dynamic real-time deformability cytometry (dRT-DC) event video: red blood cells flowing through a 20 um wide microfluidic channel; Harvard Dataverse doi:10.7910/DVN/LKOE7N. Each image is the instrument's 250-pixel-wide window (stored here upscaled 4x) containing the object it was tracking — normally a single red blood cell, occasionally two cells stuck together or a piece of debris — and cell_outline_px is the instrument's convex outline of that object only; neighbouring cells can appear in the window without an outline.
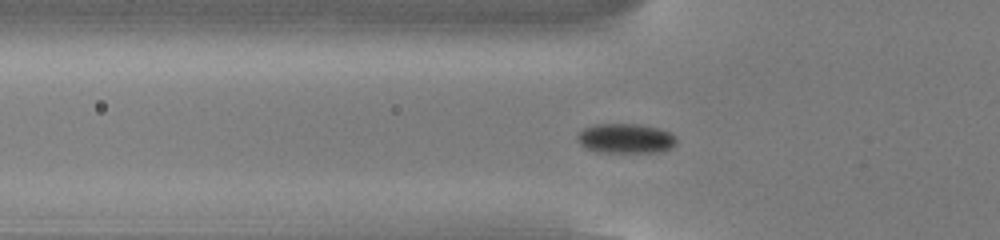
{"species": "common noctule bat (a hibernating species)", "species_latin": "Nyctalus noctula", "temperature_condition": "cold", "stored_images_in_passage": 55, "camera_frame_rate_fps": 3000, "um_per_image_px": 0.085, "animal": {"sex": "male", "body_mass_g": 13.0, "forearm_length_mm": 53.1}, "frame": {"image": 1, "passage_image": 19, "time_ms": 6.0, "image_size_px": [1000, 240], "cell_outline_px": [[676, 144], [672, 148], [660, 152], [596, 152], [584, 148], [580, 144], [576, 136], [584, 128], [596, 124], [640, 124], [660, 128], [672, 132], [676, 136]], "centroid_in_image_um": [53.21, 11.77], "position_along_channel_um": 72.6, "area_um2": 17.46}}
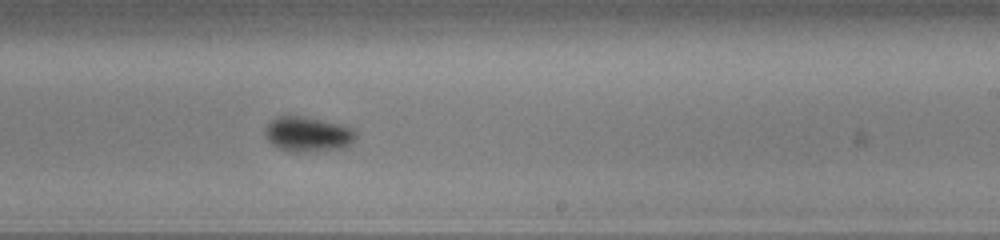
{"frame": {"image": 2, "passage_image": 34, "time_ms": 11.0, "image_size_px": [1000, 240], "cell_outline_px": [[356, 136], [352, 144], [344, 148], [304, 152], [292, 152], [280, 148], [272, 144], [268, 140], [264, 132], [264, 128], [276, 116], [304, 116], [352, 128], [356, 132]], "centroid_in_image_um": [26.15, 11.42], "position_along_channel_um": 262.8, "area_um2": 18.38}}
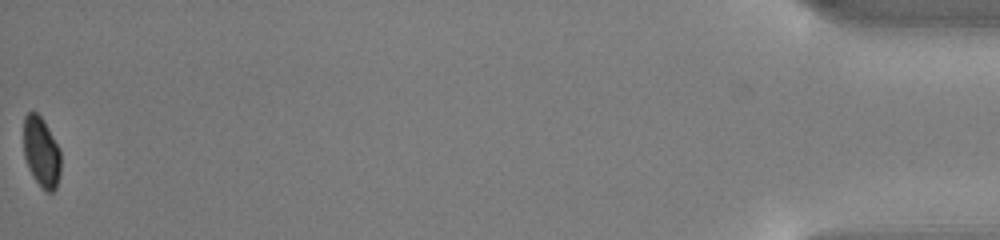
{"frame": {"image": 3, "passage_image": 55, "time_ms": 18.0, "image_size_px": [1000, 240], "cell_outline_px": [[60, 172], [56, 188], [52, 192], [44, 192], [32, 176], [28, 168], [24, 156], [24, 116], [28, 112], [36, 112], [44, 120], [60, 148]], "centroid_in_image_um": [3.52, 12.94], "position_along_channel_um": 431.7, "area_um2": 15.43}, "authors_computed_cell_mechanics": {"area_um2": 16.762, "velocity_mm_per_s": 3.8155, "shape_relaxation_time_tau1_ms": 1.4502, "shape_relaxation_time_tau2_ms": null, "deformation_change_tau1": 0.0651, "deformation_change_tau2": null}}